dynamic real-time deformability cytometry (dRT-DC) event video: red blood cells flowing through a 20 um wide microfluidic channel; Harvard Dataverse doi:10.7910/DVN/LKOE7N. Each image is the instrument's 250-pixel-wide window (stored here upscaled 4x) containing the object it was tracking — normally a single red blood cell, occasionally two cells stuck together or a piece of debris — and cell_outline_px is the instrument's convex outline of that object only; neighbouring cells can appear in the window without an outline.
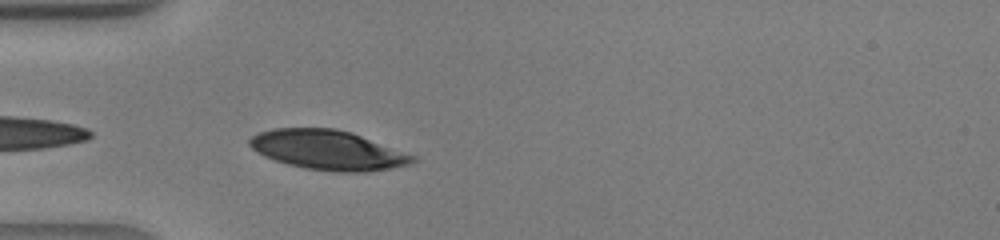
{"species": "human", "species_latin": "Homo sapiens", "temperature_condition": "warm", "stored_images_in_passage": 28, "camera_frame_rate_fps": 3000, "um_per_image_px": 0.085, "donor": {"sex": "male"}, "frame": {"image": 1, "passage_image": 1, "time_ms": 0.0, "image_size_px": [1000, 240], "cell_outline_px": [[416, 160], [408, 164], [388, 168], [360, 172], [336, 172], [308, 168], [288, 164], [264, 156], [252, 148], [248, 144], [248, 140], [252, 136], [260, 132], [276, 128], [336, 128], [352, 132], [416, 156]], "centroid_in_image_um": [27.86, 12.74], "position_along_channel_um": 57.1, "area_um2": 37.22}}
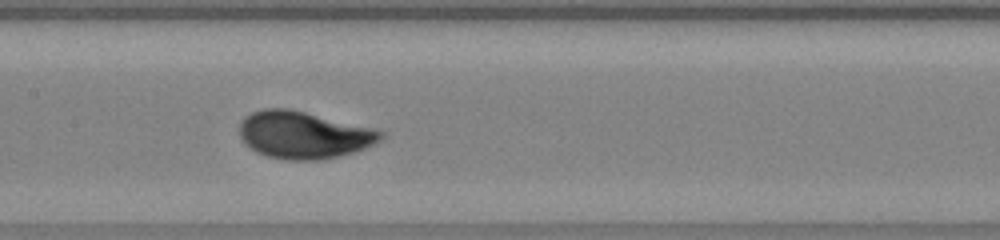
{"frame": {"image": 2, "passage_image": 9, "time_ms": 2.667, "image_size_px": [1000, 240], "cell_outline_px": [[388, 136], [376, 144], [356, 152], [320, 160], [284, 160], [268, 156], [256, 152], [240, 136], [240, 124], [252, 112], [264, 108], [288, 108], [380, 128]], "centroid_in_image_um": [25.95, 11.46], "position_along_channel_um": 181.4, "area_um2": 39.42}}
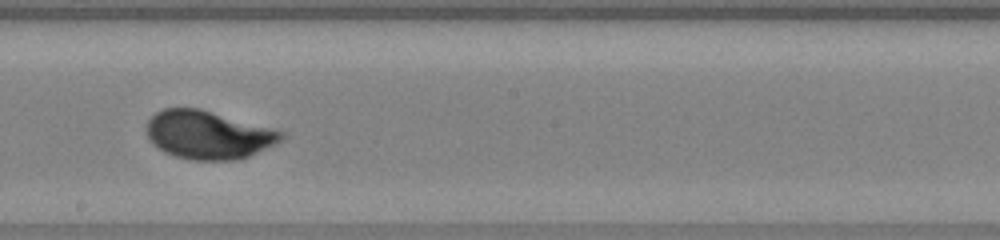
{"frame": {"image": 3, "passage_image": 12, "time_ms": 3.667, "image_size_px": [1000, 240], "cell_outline_px": [[284, 136], [280, 140], [248, 156], [236, 160], [192, 160], [176, 156], [164, 152], [152, 144], [144, 128], [148, 120], [156, 112], [164, 108], [200, 108], [284, 132]], "centroid_in_image_um": [17.61, 11.45], "position_along_channel_um": 230.6, "area_um2": 37.51}}